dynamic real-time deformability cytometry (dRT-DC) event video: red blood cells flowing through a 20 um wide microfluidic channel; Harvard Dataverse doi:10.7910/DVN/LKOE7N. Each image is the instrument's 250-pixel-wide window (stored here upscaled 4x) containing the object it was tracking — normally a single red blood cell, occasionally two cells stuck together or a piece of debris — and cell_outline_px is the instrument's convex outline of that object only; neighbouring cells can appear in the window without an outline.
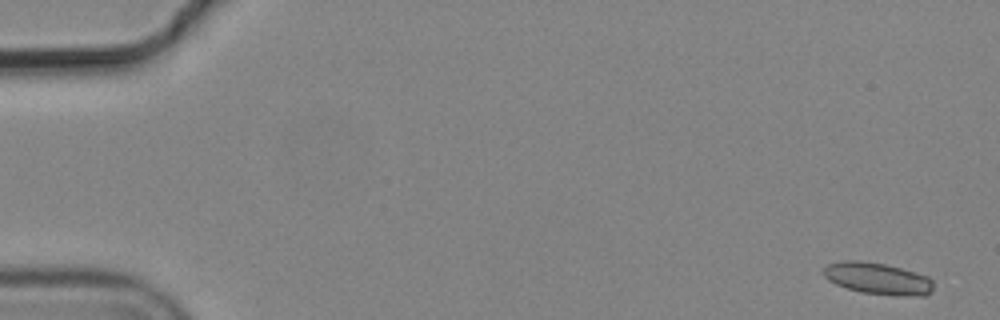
{"species": "common noctule bat (a hibernating species)", "species_latin": "Nyctalus noctula", "temperature_condition": "cold", "stored_images_in_passage": 4, "camera_frame_rate_fps": 3000, "um_per_image_px": 0.085, "animal": {"sex": "male", "body_mass_g": 19.2, "forearm_length_mm": 51.8}, "frame": {"image": 1, "passage_image": 1, "time_ms": 0.0, "image_size_px": [1000, 320], "cell_outline_px": [[932, 292], [928, 296], [892, 296], [860, 292], [836, 284], [828, 280], [824, 276], [824, 268], [828, 264], [844, 260], [860, 260], [884, 264], [900, 268], [928, 276], [932, 280]], "centroid_in_image_um": [74.63, 23.69], "position_along_channel_um": 10.4, "area_um2": 20.46}}
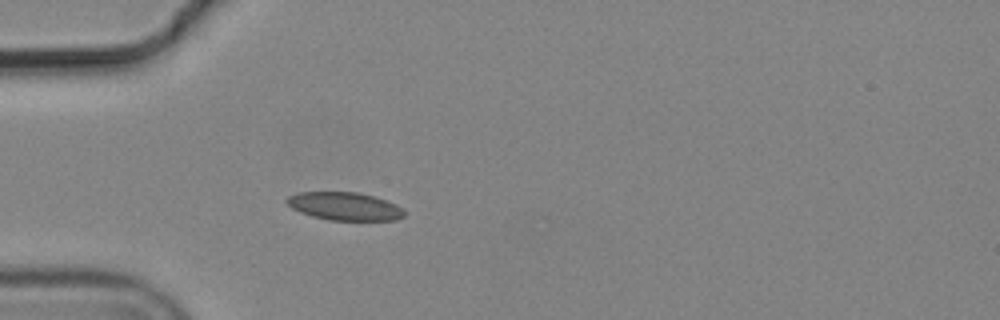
{"frame": {"image": 2, "passage_image": 4, "time_ms": 1.0, "image_size_px": [1000, 320], "cell_outline_px": [[404, 216], [396, 220], [328, 220], [312, 216], [300, 212], [292, 208], [284, 200], [288, 196], [296, 192], [356, 192], [376, 196], [388, 200], [396, 204], [404, 212]], "centroid_in_image_um": [29.28, 17.52], "position_along_channel_um": 55.7, "area_um2": 19.31}}